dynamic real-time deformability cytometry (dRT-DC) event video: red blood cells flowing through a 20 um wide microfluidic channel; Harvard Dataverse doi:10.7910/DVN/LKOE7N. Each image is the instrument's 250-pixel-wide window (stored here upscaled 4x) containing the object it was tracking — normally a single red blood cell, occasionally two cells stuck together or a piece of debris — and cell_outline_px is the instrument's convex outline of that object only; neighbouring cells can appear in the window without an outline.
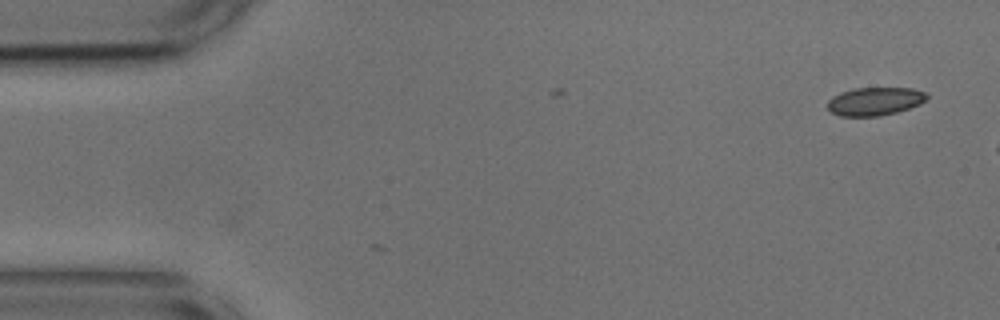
{"species": "common noctule bat (a hibernating species)", "species_latin": "Nyctalus noctula", "temperature_condition": "cold", "stored_images_in_passage": 3, "camera_frame_rate_fps": 3000, "um_per_image_px": 0.085, "animal": {"sex": "male", "body_mass_g": 17.9, "forearm_length_mm": 54.2}, "frame": {"image": 1, "passage_image": 1, "time_ms": 0.0, "image_size_px": [1000, 320], "cell_outline_px": [[928, 96], [920, 104], [896, 112], [880, 116], [840, 116], [832, 112], [828, 108], [828, 100], [832, 96], [840, 92], [852, 88], [912, 88], [924, 92]], "centroid_in_image_um": [74.33, 8.6], "position_along_channel_um": 10.7, "area_um2": 16.24}}